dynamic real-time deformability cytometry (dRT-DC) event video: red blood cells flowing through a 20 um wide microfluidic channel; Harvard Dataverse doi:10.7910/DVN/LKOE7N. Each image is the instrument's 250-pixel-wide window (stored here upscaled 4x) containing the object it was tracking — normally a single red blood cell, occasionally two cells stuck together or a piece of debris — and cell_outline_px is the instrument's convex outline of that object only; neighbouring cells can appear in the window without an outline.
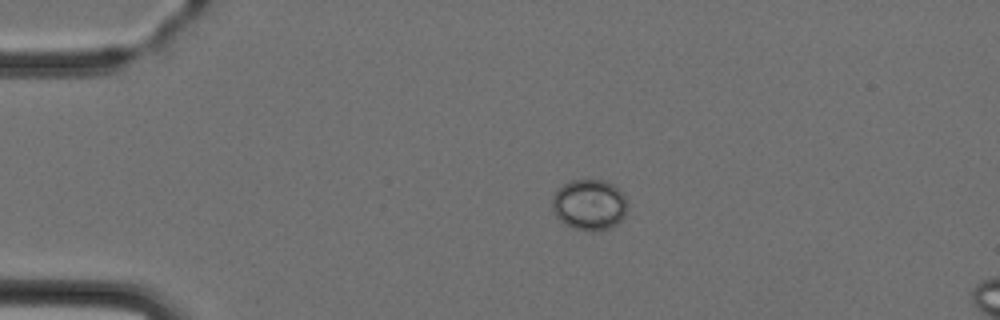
{"species": "Egyptian fruit bat (a non-hibernating species)", "species_latin": "Rousettus aegyptiacus", "temperature_condition": "cold", "stored_images_in_passage": 3, "camera_frame_rate_fps": 3000, "um_per_image_px": 0.085, "animal": {"sex": "female"}, "frame": {"image": 1, "passage_image": 1, "time_ms": 0.0, "image_size_px": [1000, 320], "cell_outline_px": [[628, 204], [624, 216], [616, 224], [608, 228], [592, 232], [572, 228], [560, 220], [556, 216], [552, 208], [552, 196], [564, 184], [572, 180], [604, 180], [612, 184], [624, 196]], "centroid_in_image_um": [50.08, 17.41], "position_along_channel_um": 34.9, "area_um2": 22.14}}